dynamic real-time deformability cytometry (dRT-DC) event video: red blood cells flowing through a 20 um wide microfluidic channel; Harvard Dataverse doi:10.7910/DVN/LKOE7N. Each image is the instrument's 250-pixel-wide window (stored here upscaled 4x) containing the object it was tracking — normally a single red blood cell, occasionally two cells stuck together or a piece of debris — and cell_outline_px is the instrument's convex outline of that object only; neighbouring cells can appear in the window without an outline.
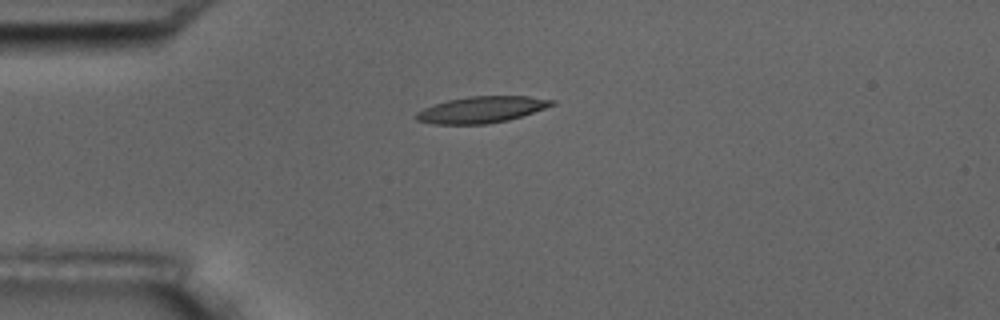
{"species": "common noctule bat (a hibernating species)", "species_latin": "Nyctalus noctula", "temperature_condition": "room temperature", "stored_images_in_passage": 6, "camera_frame_rate_fps": 3000, "um_per_image_px": 0.085, "animal": {"sex": "male", "body_mass_g": 17.5, "forearm_length_mm": 52.3}, "frame": {"image": 1, "passage_image": 4, "time_ms": 4.333, "image_size_px": [1000, 320], "cell_outline_px": [[556, 104], [508, 120], [488, 124], [436, 124], [416, 120], [416, 112], [424, 108], [448, 100], [468, 96], [528, 96], [556, 100]], "centroid_in_image_um": [40.94, 9.31], "position_along_channel_um": 44.1, "area_um2": 20.69}}